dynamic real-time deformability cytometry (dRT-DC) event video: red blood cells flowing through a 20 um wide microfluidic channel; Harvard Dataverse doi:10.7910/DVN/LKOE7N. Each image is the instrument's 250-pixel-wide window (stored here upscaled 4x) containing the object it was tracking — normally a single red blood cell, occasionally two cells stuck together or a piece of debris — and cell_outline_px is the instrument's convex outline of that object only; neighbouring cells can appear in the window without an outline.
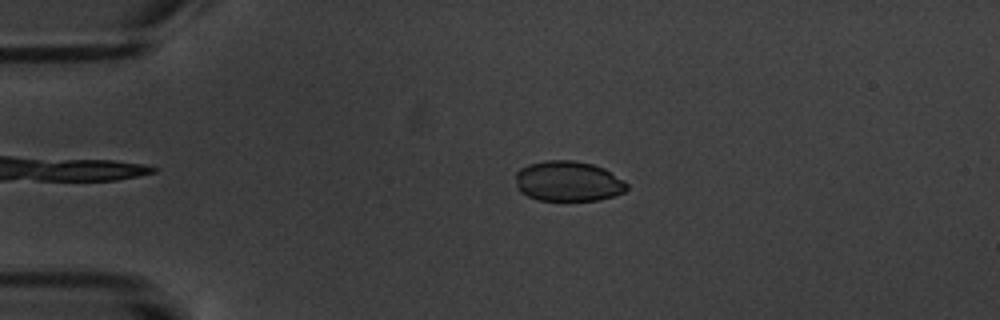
{"species": "common noctule bat (a hibernating species)", "species_latin": "Nyctalus noctula", "temperature_condition": "warm", "stored_images_in_passage": 6, "camera_frame_rate_fps": 3000, "um_per_image_px": 0.085, "animal": {"sex": "male", "body_mass_g": 20.1, "forearm_length_mm": 53.5}, "frame": {"image": 1, "passage_image": 1, "time_ms": 0.0, "image_size_px": [1000, 320], "cell_outline_px": [[628, 188], [624, 192], [600, 200], [540, 200], [528, 196], [520, 192], [516, 188], [516, 172], [520, 168], [528, 164], [544, 160], [576, 160], [592, 164], [604, 168], [624, 180], [628, 184]], "centroid_in_image_um": [48.28, 15.39], "position_along_channel_um": 36.7, "area_um2": 26.3}}